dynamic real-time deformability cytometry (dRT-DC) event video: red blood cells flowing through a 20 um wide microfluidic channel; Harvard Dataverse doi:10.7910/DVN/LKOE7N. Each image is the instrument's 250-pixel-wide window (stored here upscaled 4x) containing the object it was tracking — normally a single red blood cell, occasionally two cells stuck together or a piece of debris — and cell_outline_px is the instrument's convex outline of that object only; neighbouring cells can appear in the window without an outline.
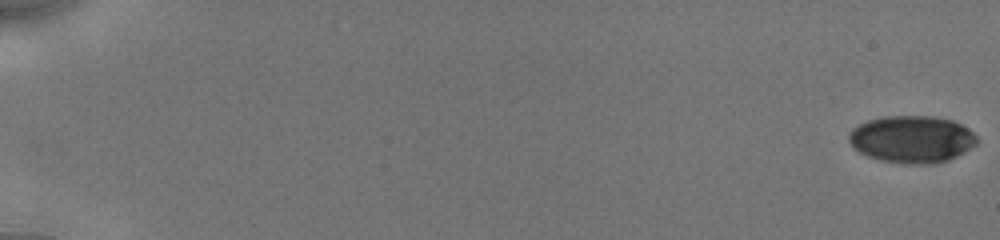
{"species": "human", "species_latin": "Homo sapiens", "temperature_condition": "cold", "stored_images_in_passage": 12, "camera_frame_rate_fps": 3000, "um_per_image_px": 0.085, "donor": {"sex": "male"}, "frame": {"image": 1, "passage_image": 1, "time_ms": 0.0, "image_size_px": [1000, 240], "cell_outline_px": [[976, 144], [964, 152], [948, 160], [936, 164], [908, 164], [880, 160], [868, 156], [860, 152], [848, 140], [848, 132], [852, 128], [868, 120], [884, 116], [932, 116], [952, 120], [968, 128], [976, 136]], "centroid_in_image_um": [77.5, 11.83], "position_along_channel_um": 7.5, "area_um2": 35.14}}
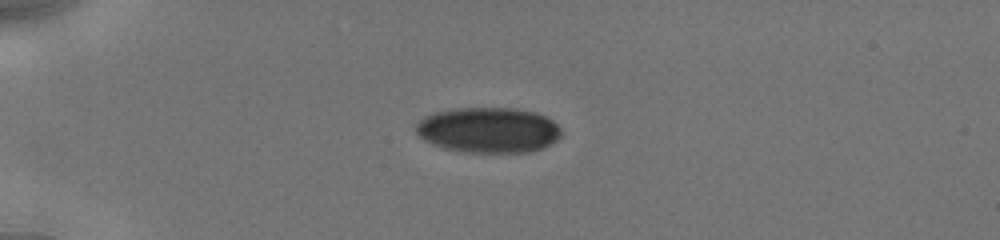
{"frame": {"image": 2, "passage_image": 10, "time_ms": 5.0, "image_size_px": [1000, 240], "cell_outline_px": [[560, 136], [556, 140], [544, 148], [528, 152], [456, 152], [432, 144], [424, 140], [416, 132], [416, 124], [424, 116], [432, 112], [456, 108], [516, 108], [536, 112], [552, 120], [560, 128]], "centroid_in_image_um": [41.49, 11.05], "position_along_channel_um": 43.5, "area_um2": 38.73}}
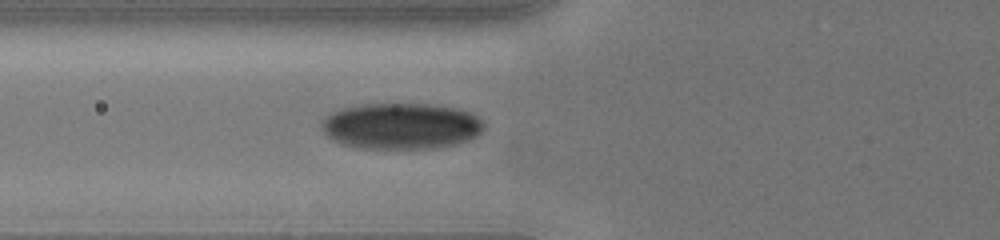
{"frame": {"image": 3, "passage_image": 12, "time_ms": 7.333, "image_size_px": [1000, 240], "cell_outline_px": [[484, 128], [476, 136], [468, 140], [456, 144], [432, 148], [360, 148], [340, 144], [332, 140], [324, 132], [320, 124], [320, 120], [332, 112], [344, 108], [364, 104], [428, 104], [460, 108], [476, 116], [484, 124]], "centroid_in_image_um": [34.07, 10.71], "position_along_channel_um": 91.7, "area_um2": 43.7}}